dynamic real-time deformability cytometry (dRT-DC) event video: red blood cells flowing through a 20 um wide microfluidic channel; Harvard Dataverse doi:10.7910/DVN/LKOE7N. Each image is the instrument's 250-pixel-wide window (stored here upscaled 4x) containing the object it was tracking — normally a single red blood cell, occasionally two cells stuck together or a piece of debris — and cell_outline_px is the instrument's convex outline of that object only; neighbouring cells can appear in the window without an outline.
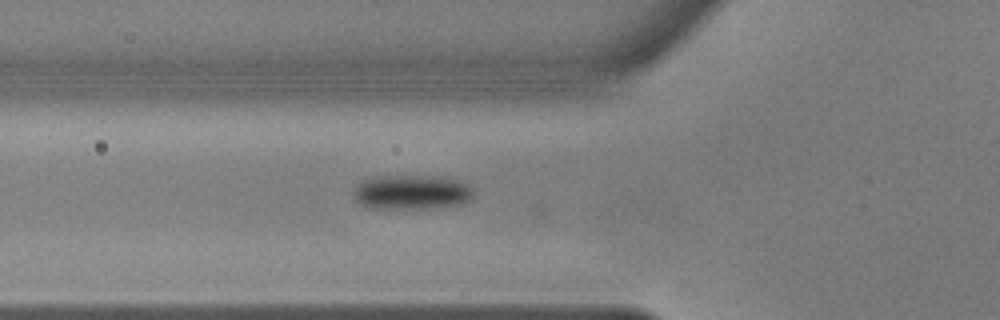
{"species": "common noctule bat (a hibernating species)", "species_latin": "Nyctalus noctula", "temperature_condition": "warm", "stored_images_in_passage": 27, "camera_frame_rate_fps": 3000, "um_per_image_px": 0.085, "animal": {"sex": "male", "body_mass_g": 17.9, "forearm_length_mm": 54.2}, "frame": {"image": 1, "passage_image": 3, "time_ms": 0.667, "image_size_px": [1000, 320], "cell_outline_px": [[472, 196], [468, 200], [456, 204], [424, 208], [372, 208], [360, 204], [352, 196], [352, 192], [364, 180], [376, 176], [444, 176], [460, 180], [468, 184], [472, 188]], "centroid_in_image_um": [34.97, 16.31], "position_along_channel_um": 90.8, "area_um2": 23.93}}
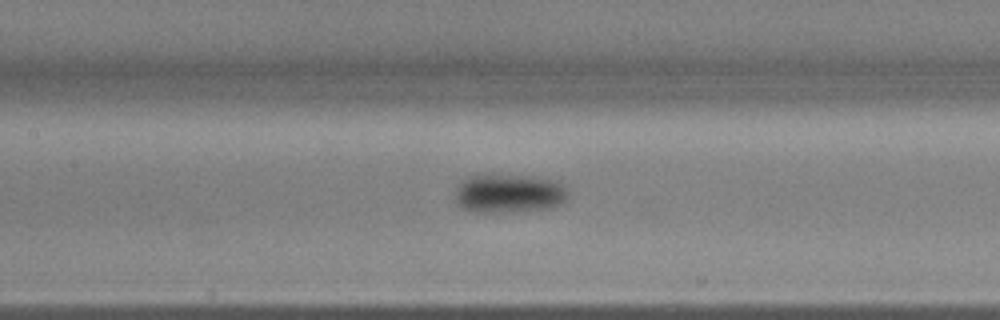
{"frame": {"image": 2, "passage_image": 9, "time_ms": 2.667, "image_size_px": [1000, 320], "cell_outline_px": [[568, 196], [564, 200], [552, 208], [508, 212], [472, 212], [464, 208], [456, 200], [456, 188], [464, 180], [472, 176], [528, 176], [552, 180], [560, 184], [564, 188]], "centroid_in_image_um": [43.25, 16.47], "position_along_channel_um": 164.1, "area_um2": 24.8}}
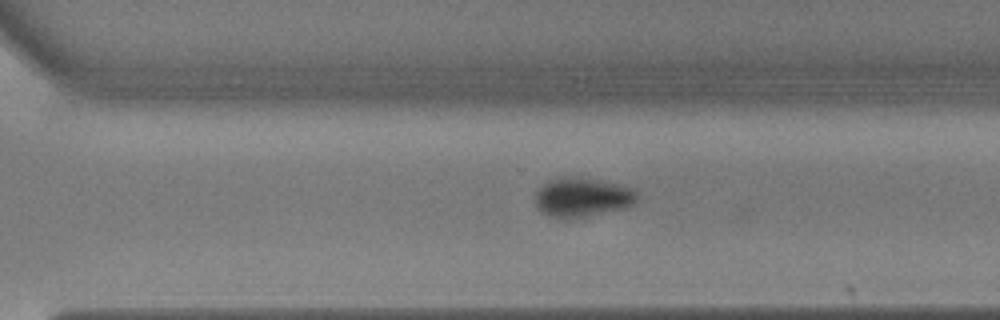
{"frame": {"image": 3, "passage_image": 22, "time_ms": 7.0, "image_size_px": [1000, 320], "cell_outline_px": [[640, 196], [636, 204], [624, 208], [564, 220], [548, 216], [536, 204], [536, 192], [548, 180], [564, 176], [576, 176], [600, 180], [620, 184], [632, 188]], "centroid_in_image_um": [49.53, 16.75], "position_along_channel_um": 321.1, "area_um2": 23.47}, "authors_computed_cell_mechanics": {"area_um2": 24.6228, "velocity_mm_per_s": 3.6312, "shape_relaxation_time_tau1_ms": 4.1122, "shape_relaxation_time_tau2_ms": null, "deformation_change_tau1": 0.1157, "deformation_change_tau2": null}}